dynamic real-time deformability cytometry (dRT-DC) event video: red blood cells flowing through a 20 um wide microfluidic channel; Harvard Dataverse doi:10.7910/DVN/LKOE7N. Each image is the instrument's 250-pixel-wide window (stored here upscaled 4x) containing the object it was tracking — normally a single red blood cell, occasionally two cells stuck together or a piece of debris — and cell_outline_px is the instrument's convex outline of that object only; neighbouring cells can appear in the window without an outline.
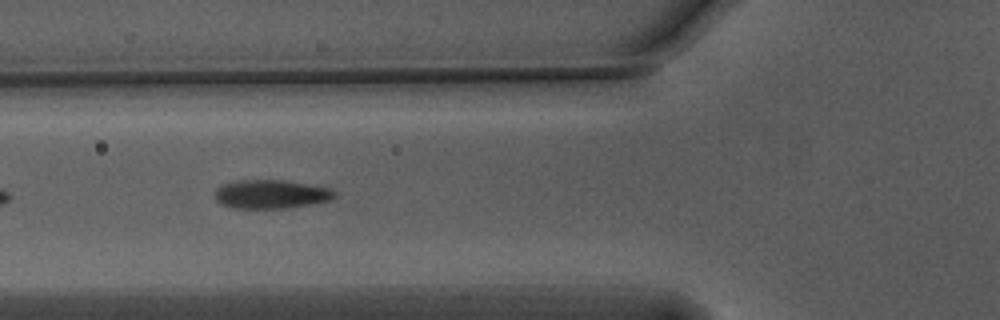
{"species": "Egyptian fruit bat (a non-hibernating species)", "species_latin": "Rousettus aegyptiacus", "temperature_condition": "warm", "stored_images_in_passage": 14, "camera_frame_rate_fps": 3000, "um_per_image_px": 0.085, "animal": {"sex": "male"}, "frame": {"image": 1, "passage_image": 7, "time_ms": 2.0, "image_size_px": [1000, 320], "cell_outline_px": [[336, 196], [328, 200], [288, 208], [236, 208], [220, 204], [216, 200], [216, 188], [224, 184], [240, 180], [284, 180], [328, 188], [336, 192]], "centroid_in_image_um": [23.01, 16.5], "position_along_channel_um": 102.8, "area_um2": 19.71}}
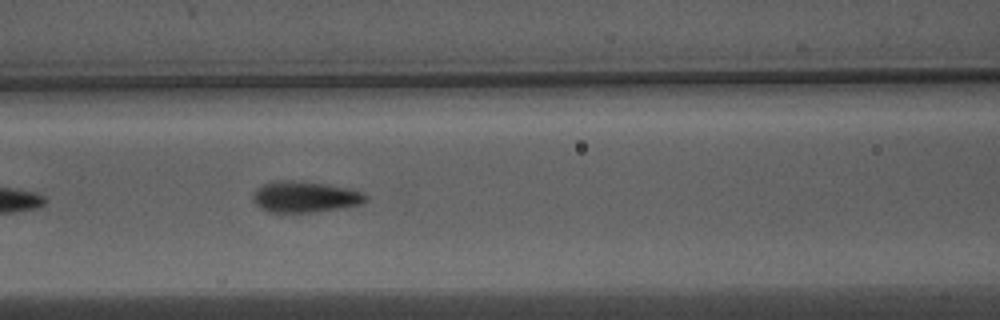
{"frame": {"image": 2, "passage_image": 10, "time_ms": 3.0, "image_size_px": [1000, 320], "cell_outline_px": [[368, 200], [356, 204], [336, 208], [312, 212], [268, 212], [260, 208], [256, 204], [256, 188], [272, 180], [300, 180], [328, 184], [348, 188], [360, 192], [368, 196]], "centroid_in_image_um": [25.9, 16.7], "position_along_channel_um": 140.7, "area_um2": 20.11}}